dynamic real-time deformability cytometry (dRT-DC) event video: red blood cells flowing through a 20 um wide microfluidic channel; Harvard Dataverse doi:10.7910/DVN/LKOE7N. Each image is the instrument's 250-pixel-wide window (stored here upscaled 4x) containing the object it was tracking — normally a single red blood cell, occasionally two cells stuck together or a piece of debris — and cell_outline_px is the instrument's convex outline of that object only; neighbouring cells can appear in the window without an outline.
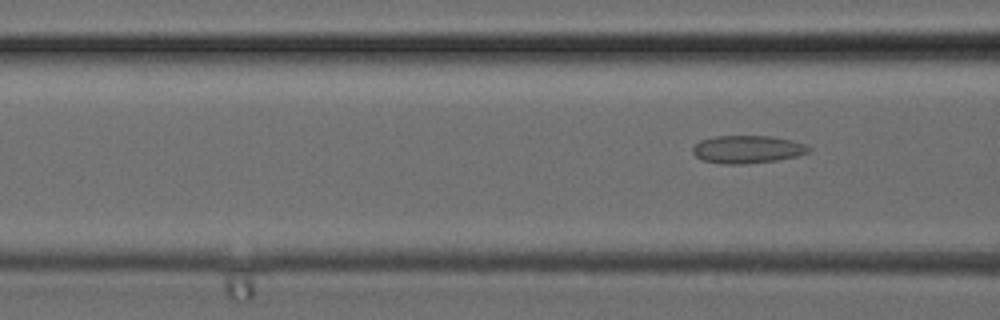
{"species": "common noctule bat (a hibernating species)", "species_latin": "Nyctalus noctula", "temperature_condition": "cold", "stored_images_in_passage": 5, "segment_of_instrument_passage": [2, 2], "camera_frame_rate_fps": 3000, "um_per_image_px": 0.085, "animal": {"sex": "female", "body_mass_g": 24.6, "forearm_length_mm": 56.2}, "frame": {"image": 1, "passage_image": 5, "time_ms": 1.333, "image_size_px": [1000, 320], "cell_outline_px": [[812, 148], [808, 152], [796, 156], [776, 160], [744, 164], [720, 164], [700, 160], [692, 152], [692, 148], [700, 140], [716, 136], [772, 136], [792, 140], [804, 144]], "centroid_in_image_um": [63.5, 12.7], "position_along_channel_um": 103.1, "area_um2": 18.84}}